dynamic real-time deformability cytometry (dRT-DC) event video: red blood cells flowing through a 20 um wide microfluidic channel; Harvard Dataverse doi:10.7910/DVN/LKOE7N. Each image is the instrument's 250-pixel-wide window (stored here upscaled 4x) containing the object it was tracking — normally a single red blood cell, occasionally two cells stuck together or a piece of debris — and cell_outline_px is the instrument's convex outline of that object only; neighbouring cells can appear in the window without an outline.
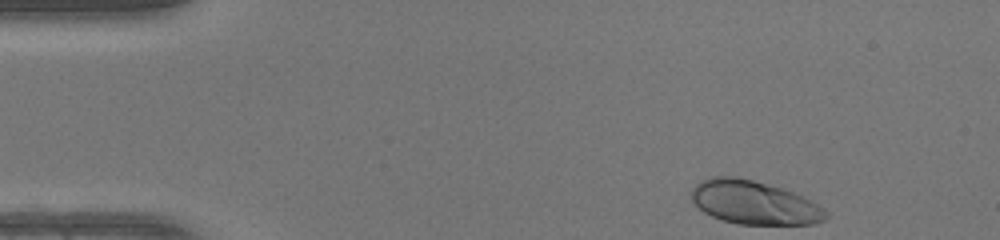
{"species": "human", "species_latin": "Homo sapiens", "temperature_condition": "warm", "stored_images_in_passage": 45, "camera_frame_rate_fps": 3000, "um_per_image_px": 0.085, "donor": {"sex": "female"}, "frame": {"image": 1, "passage_image": 1, "time_ms": 0.0, "image_size_px": [1000, 240], "cell_outline_px": [[828, 216], [824, 220], [816, 224], [736, 224], [720, 220], [704, 212], [692, 200], [692, 188], [696, 184], [712, 176], [736, 176], [752, 180], [780, 188], [792, 192], [824, 208], [828, 212]], "centroid_in_image_um": [64.09, 17.23], "position_along_channel_um": 20.9, "area_um2": 33.81}}
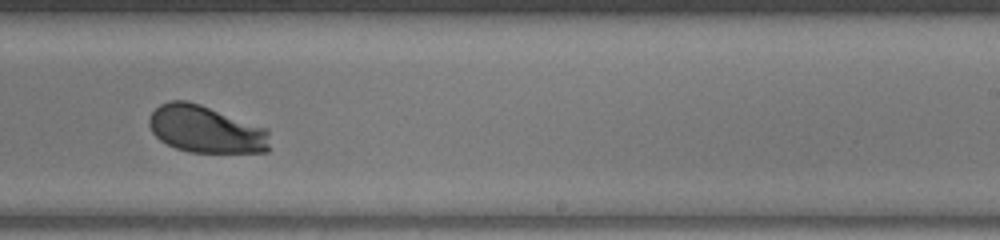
{"frame": {"image": 2, "passage_image": 26, "time_ms": 8.333, "image_size_px": [1000, 240], "cell_outline_px": [[268, 152], [188, 152], [176, 148], [160, 140], [152, 132], [148, 124], [148, 120], [152, 112], [160, 104], [168, 100], [188, 100], [200, 104], [268, 128]], "centroid_in_image_um": [17.47, 10.98], "position_along_channel_um": 271.5, "area_um2": 33.29}}
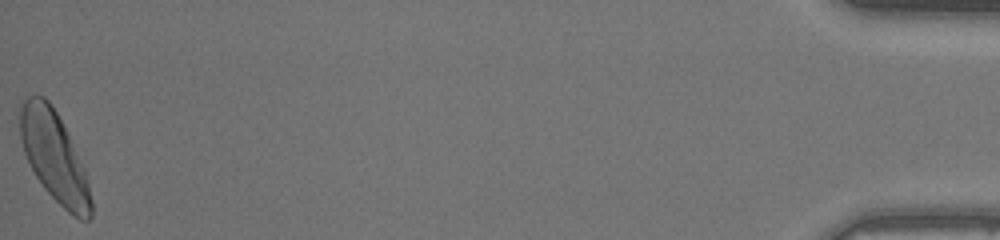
{"frame": {"image": 3, "passage_image": 45, "time_ms": 14.667, "image_size_px": [1000, 240], "cell_outline_px": [[92, 216], [88, 220], [80, 220], [68, 212], [44, 188], [36, 176], [24, 152], [20, 136], [20, 104], [24, 96], [44, 96], [48, 100], [56, 112], [68, 136], [88, 180], [92, 200]], "centroid_in_image_um": [4.59, 13.32], "position_along_channel_um": 430.6, "area_um2": 36.53}, "authors_computed_cell_mechanics": {"area_um2": 34.102, "velocity_mm_per_s": 4.1404, "shape_relaxation_time_tau1_ms": 2.6502, "shape_relaxation_time_tau2_ms": null, "deformation_change_tau1": 0.1677, "deformation_change_tau2": null}}